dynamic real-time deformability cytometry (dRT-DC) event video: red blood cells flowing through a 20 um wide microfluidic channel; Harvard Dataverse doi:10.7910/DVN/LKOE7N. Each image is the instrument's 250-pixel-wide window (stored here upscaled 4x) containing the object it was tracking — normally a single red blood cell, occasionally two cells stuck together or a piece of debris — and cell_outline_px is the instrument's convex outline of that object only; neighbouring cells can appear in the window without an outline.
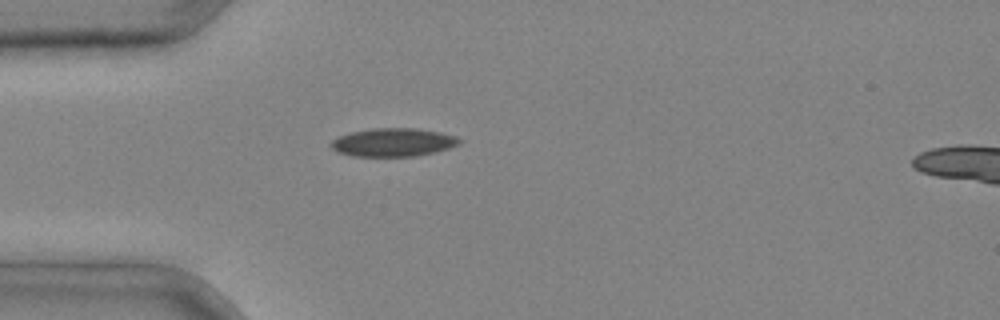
{"species": "common noctule bat (a hibernating species)", "species_latin": "Nyctalus noctula", "temperature_condition": "cold", "stored_images_in_passage": 3, "camera_frame_rate_fps": 3000, "um_per_image_px": 0.085, "animal": {"sex": "male", "body_mass_g": 20.4}, "frame": {"image": 1, "passage_image": 3, "time_ms": 0.667, "image_size_px": [1000, 320], "cell_outline_px": [[460, 144], [448, 148], [416, 156], [352, 156], [336, 152], [328, 144], [332, 140], [340, 136], [352, 132], [372, 128], [416, 128], [440, 132], [456, 136], [460, 140]], "centroid_in_image_um": [33.39, 12.09], "position_along_channel_um": 51.6, "area_um2": 21.1}}